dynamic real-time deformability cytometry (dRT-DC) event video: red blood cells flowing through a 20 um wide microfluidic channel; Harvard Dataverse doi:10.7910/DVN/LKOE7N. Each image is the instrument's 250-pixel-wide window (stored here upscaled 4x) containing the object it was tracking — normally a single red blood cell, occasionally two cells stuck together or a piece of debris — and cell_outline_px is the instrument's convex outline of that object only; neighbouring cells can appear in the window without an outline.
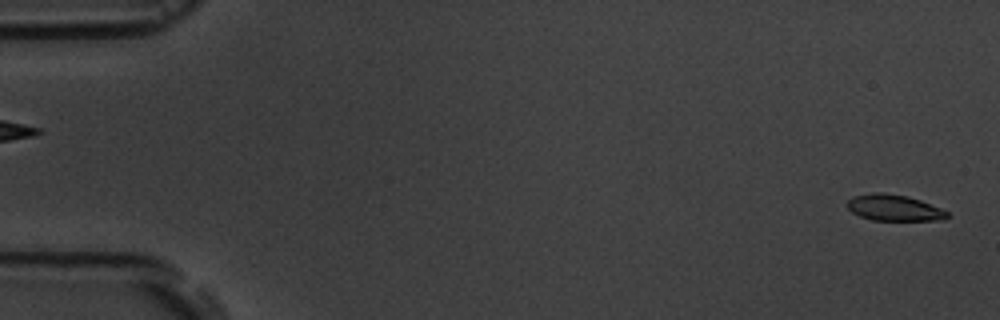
{"species": "common noctule bat (a hibernating species)", "species_latin": "Nyctalus noctula", "temperature_condition": "room temperature", "stored_images_in_passage": 5, "segment_of_instrument_passage": [2, 2], "camera_frame_rate_fps": 3000, "um_per_image_px": 0.085, "animal": {"sex": "male", "body_mass_g": 19.5, "forearm_length_mm": 54.6}, "frame": {"image": 1, "passage_image": 5, "time_ms": 4.333, "image_size_px": [1000, 320], "cell_outline_px": [[948, 216], [944, 220], [872, 220], [860, 216], [852, 212], [848, 208], [848, 200], [852, 196], [872, 192], [884, 192], [908, 196], [920, 200], [940, 208], [948, 212]], "centroid_in_image_um": [75.98, 17.65], "position_along_channel_um": 9.0, "area_um2": 15.26}}